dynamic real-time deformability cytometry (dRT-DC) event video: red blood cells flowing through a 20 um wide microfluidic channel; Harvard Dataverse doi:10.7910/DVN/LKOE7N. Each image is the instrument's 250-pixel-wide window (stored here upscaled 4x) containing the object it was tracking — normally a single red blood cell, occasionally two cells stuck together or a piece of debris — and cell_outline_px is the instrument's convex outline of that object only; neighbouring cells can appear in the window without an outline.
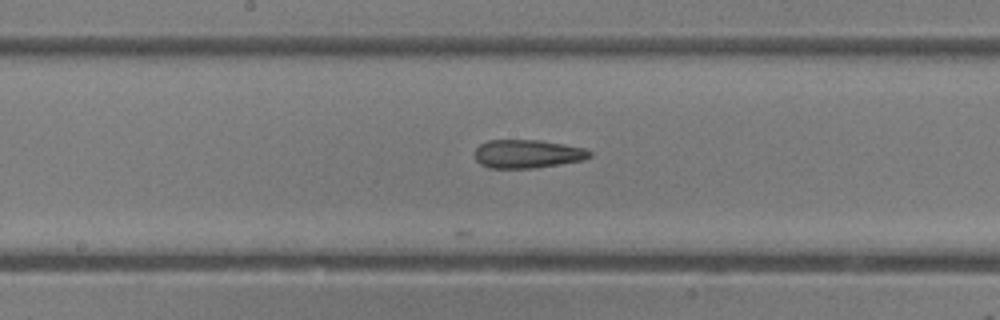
{"species": "common noctule bat (a hibernating species)", "species_latin": "Nyctalus noctula", "temperature_condition": "room temperature", "stored_images_in_passage": 38, "camera_frame_rate_fps": 3000, "um_per_image_px": 0.085, "animal": {"sex": "female"}, "frame": {"image": 1, "passage_image": 15, "time_ms": 4.667, "image_size_px": [1000, 320], "cell_outline_px": [[592, 156], [584, 160], [536, 168], [488, 168], [480, 164], [476, 160], [476, 148], [480, 144], [488, 140], [540, 140], [564, 144], [584, 148], [592, 152]], "centroid_in_image_um": [44.85, 13.08], "position_along_channel_um": 203.4, "area_um2": 19.13}}
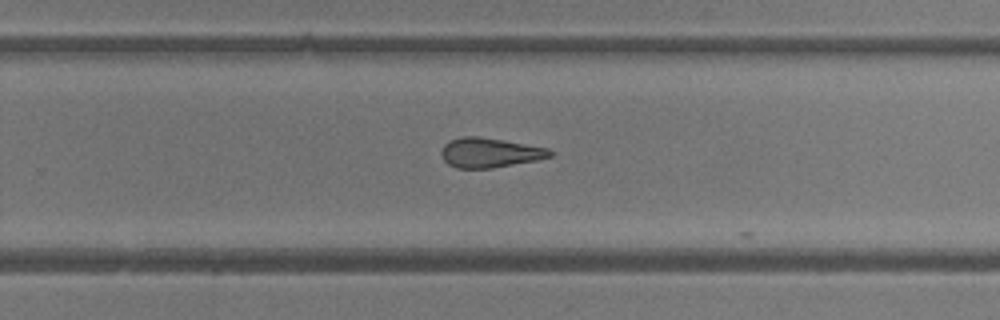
{"frame": {"image": 2, "passage_image": 21, "time_ms": 6.667, "image_size_px": [1000, 320], "cell_outline_px": [[552, 156], [536, 160], [488, 168], [456, 168], [448, 164], [444, 160], [440, 152], [444, 144], [448, 140], [460, 136], [480, 136], [548, 148], [552, 152]], "centroid_in_image_um": [41.57, 12.96], "position_along_channel_um": 288.2, "area_um2": 18.67}}
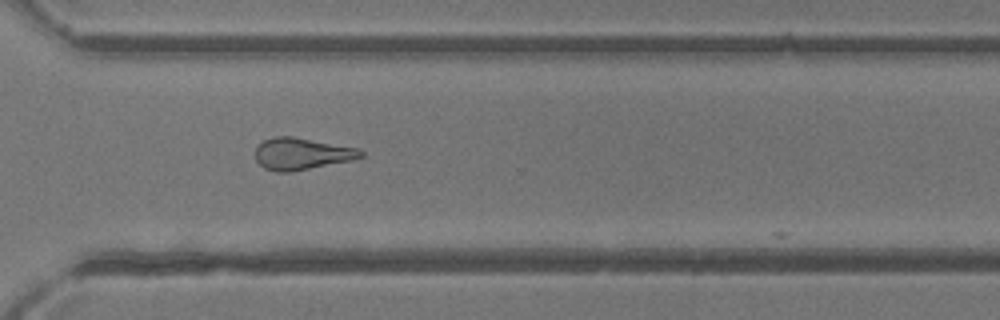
{"frame": {"image": 3, "passage_image": 25, "time_ms": 8.0, "image_size_px": [1000, 320], "cell_outline_px": [[364, 156], [352, 160], [288, 172], [276, 172], [264, 168], [256, 160], [256, 148], [264, 140], [272, 136], [292, 136], [360, 148], [364, 152]], "centroid_in_image_um": [25.66, 13.06], "position_along_channel_um": 344.9, "area_um2": 19.54}, "authors_computed_cell_mechanics": {"area_um2": 19.5653, "velocity_mm_per_s": 4.2452, "shape_relaxation_time_tau1_ms": 1.7615, "shape_relaxation_time_tau2_ms": null, "deformation_change_tau1": 0.4178, "deformation_change_tau2": null}}